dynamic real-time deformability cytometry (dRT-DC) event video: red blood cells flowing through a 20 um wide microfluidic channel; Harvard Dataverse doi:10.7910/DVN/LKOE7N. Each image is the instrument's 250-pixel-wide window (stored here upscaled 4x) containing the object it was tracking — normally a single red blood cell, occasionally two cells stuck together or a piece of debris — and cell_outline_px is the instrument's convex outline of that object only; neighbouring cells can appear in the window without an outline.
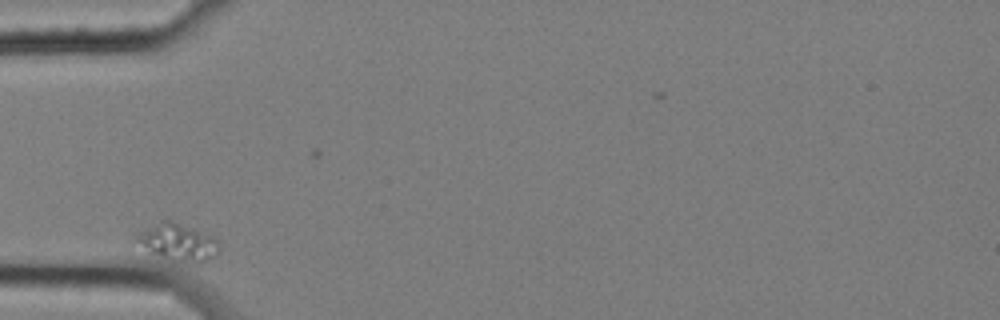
{"species": "common noctule bat (a hibernating species)", "species_latin": "Nyctalus noctula", "temperature_condition": "cold", "stored_images_in_passage": 3, "camera_frame_rate_fps": 3000, "um_per_image_px": 0.085, "animal": {"sex": "female", "body_mass_g": 25.1}, "frame": {"image": 1, "passage_image": 1, "time_ms": 0.0, "image_size_px": [1000, 320], "cell_outline_px": [[220, 252], [216, 256], [200, 264], [176, 260], [152, 252], [136, 240], [136, 236], [140, 232], [160, 220], [172, 220], [212, 236], [220, 244]], "centroid_in_image_um": [15.21, 20.58], "position_along_channel_um": 69.8, "area_um2": 17.4}}